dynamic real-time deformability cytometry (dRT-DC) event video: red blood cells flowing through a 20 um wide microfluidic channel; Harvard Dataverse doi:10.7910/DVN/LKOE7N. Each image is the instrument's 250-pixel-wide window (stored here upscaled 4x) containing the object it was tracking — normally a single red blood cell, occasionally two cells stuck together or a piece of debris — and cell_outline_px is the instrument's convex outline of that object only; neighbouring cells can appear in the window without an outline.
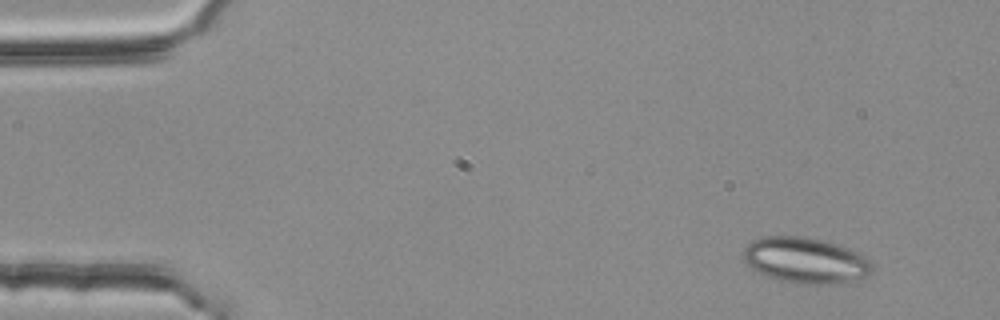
{"species": "common noctule bat (a hibernating species)", "species_latin": "Nyctalus noctula", "temperature_condition": "room temperature", "stored_images_in_passage": 3, "segment_of_instrument_passage": [1, 2], "camera_frame_rate_fps": 3000, "um_per_image_px": 0.085, "animal": {"sex": "female", "body_mass_g": 25.1}, "frame": {"image": 1, "passage_image": 1, "time_ms": 0.0, "image_size_px": [1000, 320], "cell_outline_px": [[872, 272], [868, 276], [840, 284], [800, 284], [780, 280], [768, 276], [752, 268], [744, 260], [744, 248], [752, 240], [760, 236], [804, 236], [836, 244], [848, 248], [872, 260]], "centroid_in_image_um": [68.49, 22.13], "position_along_channel_um": 16.5, "area_um2": 34.45}}